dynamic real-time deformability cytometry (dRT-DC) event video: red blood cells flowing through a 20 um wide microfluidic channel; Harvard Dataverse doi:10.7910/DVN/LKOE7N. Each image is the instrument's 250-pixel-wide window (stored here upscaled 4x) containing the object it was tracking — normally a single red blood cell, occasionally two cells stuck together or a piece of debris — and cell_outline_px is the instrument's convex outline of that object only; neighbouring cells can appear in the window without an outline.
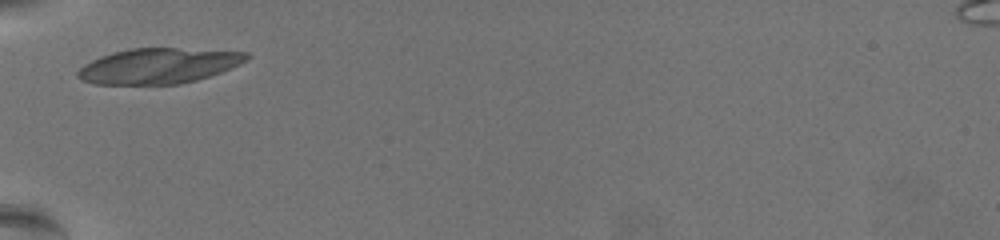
{"species": "common noctule bat (a hibernating species)", "species_latin": "Nyctalus noctula", "temperature_condition": "warm", "stored_images_in_passage": 29, "camera_frame_rate_fps": 3000, "um_per_image_px": 0.085, "animal": {"sex": "female", "body_mass_g": 19.5, "forearm_length_mm": 54.1}, "frame": {"image": 1, "passage_image": 1, "time_ms": 0.0, "image_size_px": [1000, 240], "cell_outline_px": [[252, 56], [240, 64], [220, 72], [196, 80], [180, 84], [96, 84], [80, 80], [76, 76], [76, 72], [84, 64], [92, 60], [112, 52], [132, 48], [176, 48], [248, 52]], "centroid_in_image_um": [13.46, 5.6], "position_along_channel_um": 71.5, "area_um2": 34.74}}
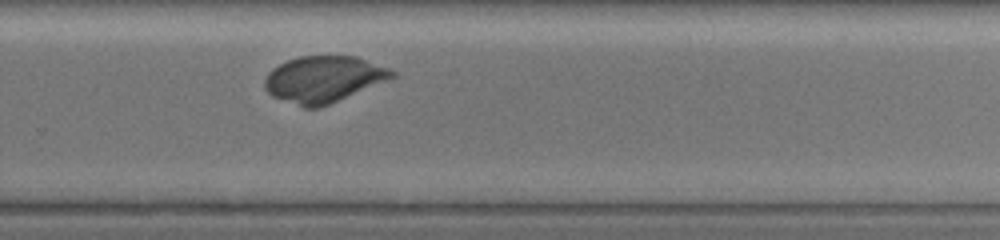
{"frame": {"image": 2, "passage_image": 21, "time_ms": 6.667, "image_size_px": [1000, 240], "cell_outline_px": [[396, 76], [388, 80], [320, 108], [304, 108], [272, 96], [264, 88], [264, 80], [268, 72], [272, 68], [288, 60], [300, 56], [356, 56], [392, 68], [396, 72]], "centroid_in_image_um": [27.52, 6.73], "position_along_channel_um": 302.3, "area_um2": 34.62}}
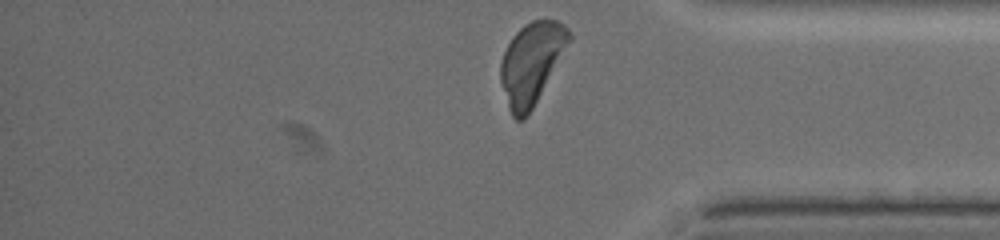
{"frame": {"image": 3, "passage_image": 29, "time_ms": 9.333, "image_size_px": [1000, 240], "cell_outline_px": [[572, 40], [528, 116], [524, 120], [516, 120], [512, 116], [508, 108], [500, 80], [500, 64], [504, 52], [512, 36], [524, 24], [532, 20], [544, 16], [560, 20], [568, 28], [572, 36]], "centroid_in_image_um": [45.2, 5.32], "position_along_channel_um": 390.0, "area_um2": 33.18}}